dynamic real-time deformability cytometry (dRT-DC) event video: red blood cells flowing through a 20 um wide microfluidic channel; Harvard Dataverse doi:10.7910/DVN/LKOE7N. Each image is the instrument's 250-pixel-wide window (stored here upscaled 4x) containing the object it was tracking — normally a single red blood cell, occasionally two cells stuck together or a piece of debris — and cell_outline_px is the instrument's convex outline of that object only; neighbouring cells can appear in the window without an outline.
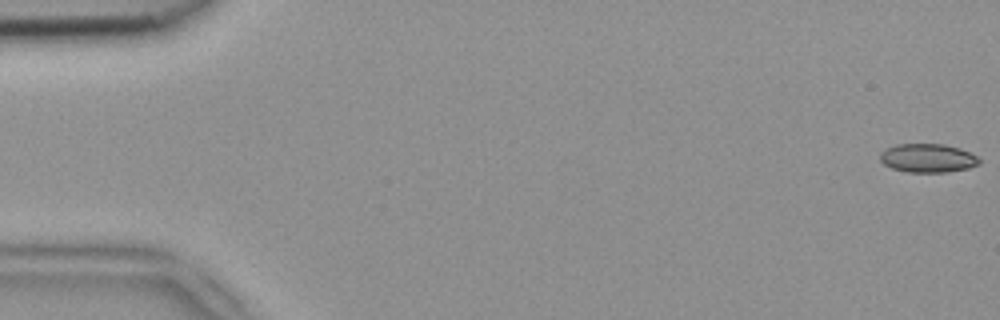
{"species": "common noctule bat (a hibernating species)", "species_latin": "Nyctalus noctula", "temperature_condition": "room temperature", "stored_images_in_passage": 52, "camera_frame_rate_fps": 3000, "um_per_image_px": 0.085, "animal": {"sex": "female", "body_mass_g": 18.4}, "frame": {"image": 1, "passage_image": 1, "time_ms": 0.0, "image_size_px": [1000, 320], "cell_outline_px": [[980, 164], [968, 168], [944, 172], [908, 172], [892, 168], [884, 164], [880, 160], [880, 152], [884, 148], [896, 144], [944, 144], [960, 148], [976, 156], [980, 160]], "centroid_in_image_um": [78.83, 13.43], "position_along_channel_um": 6.2, "area_um2": 16.59}}
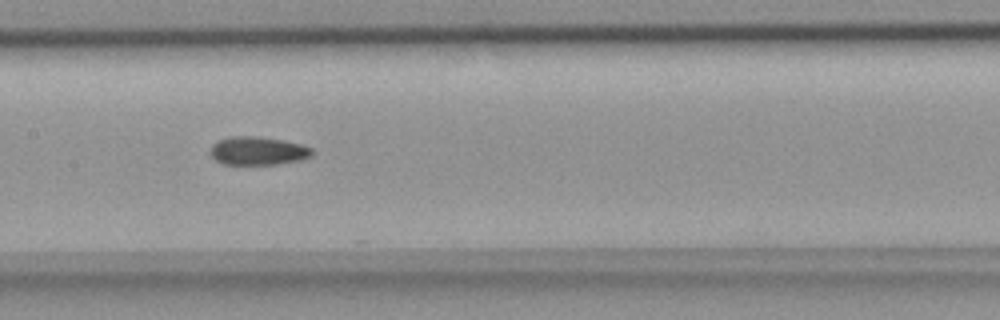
{"frame": {"image": 2, "passage_image": 26, "time_ms": 8.333, "image_size_px": [1000, 320], "cell_outline_px": [[312, 156], [300, 160], [276, 164], [224, 164], [216, 160], [212, 156], [212, 144], [220, 140], [232, 136], [256, 136], [284, 140], [300, 144], [312, 148]], "centroid_in_image_um": [21.95, 12.82], "position_along_channel_um": 185.5, "area_um2": 16.59}}
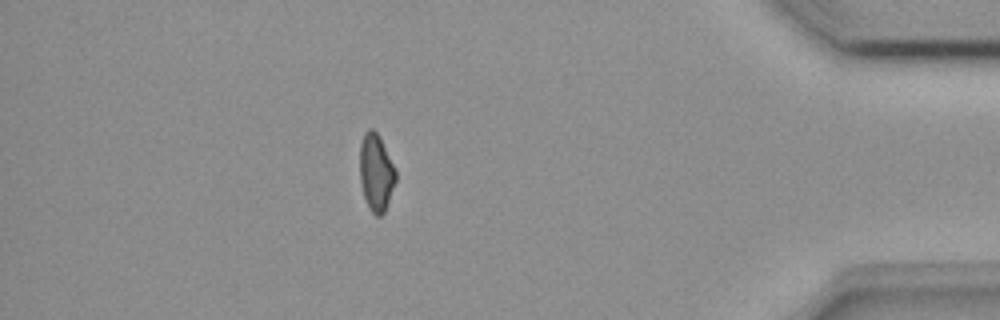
{"frame": {"image": 3, "passage_image": 46, "time_ms": 15.0, "image_size_px": [1000, 320], "cell_outline_px": [[396, 180], [384, 212], [380, 216], [376, 216], [368, 208], [364, 196], [360, 180], [360, 144], [364, 132], [368, 128], [372, 128], [380, 136], [396, 168]], "centroid_in_image_um": [31.97, 14.62], "position_along_channel_um": 403.2, "area_um2": 16.3}, "authors_computed_cell_mechanics": {"area_um2": 16.8776, "velocity_mm_per_s": 3.9382, "shape_relaxation_time_tau1_ms": null, "shape_relaxation_time_tau2_ms": 4.5379, "deformation_change_tau1": null, "deformation_change_tau2": 0.1116}}